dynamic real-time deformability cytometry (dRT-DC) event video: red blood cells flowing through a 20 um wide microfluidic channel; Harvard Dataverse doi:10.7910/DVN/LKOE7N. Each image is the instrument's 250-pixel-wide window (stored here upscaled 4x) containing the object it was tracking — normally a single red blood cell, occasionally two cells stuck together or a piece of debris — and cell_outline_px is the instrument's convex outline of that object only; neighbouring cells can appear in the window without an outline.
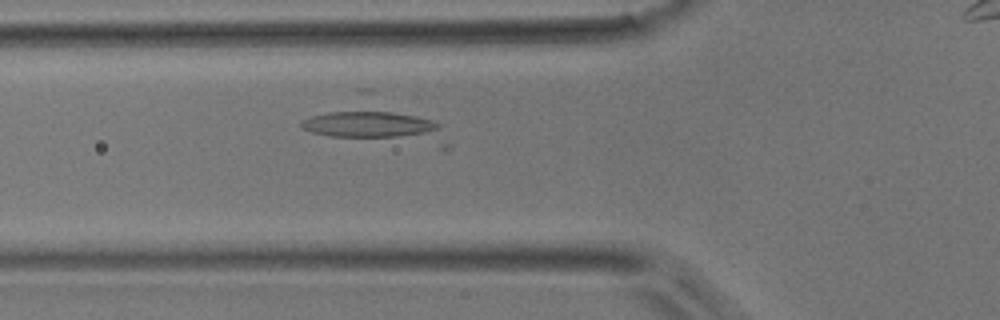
{"species": "common noctule bat (a hibernating species)", "species_latin": "Nyctalus noctula", "temperature_condition": "room temperature", "stored_images_in_passage": 30, "camera_frame_rate_fps": 3000, "um_per_image_px": 0.085, "animal": {"sex": "male", "body_mass_g": 17.9}, "frame": {"image": 1, "passage_image": 7, "time_ms": 2.0, "image_size_px": [1000, 320], "cell_outline_px": [[444, 124], [440, 132], [400, 136], [328, 136], [312, 132], [300, 128], [300, 124], [304, 120], [312, 116], [328, 112], [360, 108], [372, 108], [416, 116], [432, 120]], "centroid_in_image_um": [31.38, 10.51], "position_along_channel_um": 94.4, "area_um2": 21.79}}
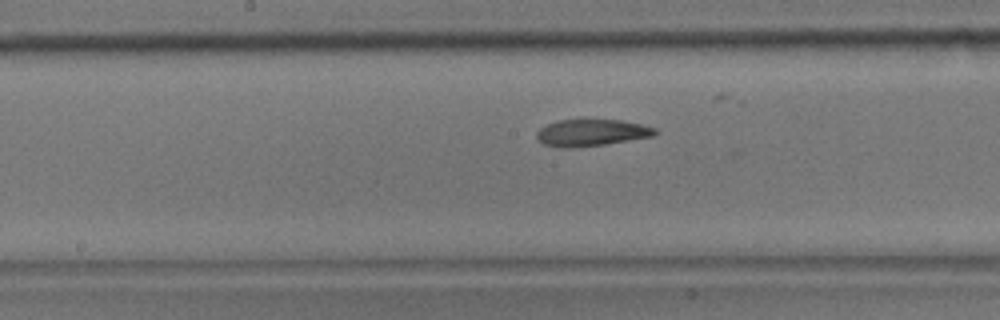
{"frame": {"image": 2, "passage_image": 15, "time_ms": 4.667, "image_size_px": [1000, 320], "cell_outline_px": [[660, 132], [652, 136], [604, 144], [572, 148], [560, 148], [544, 144], [536, 136], [536, 132], [540, 128], [548, 124], [560, 120], [620, 120], [640, 124], [656, 128]], "centroid_in_image_um": [50.27, 11.28], "position_along_channel_um": 197.9, "area_um2": 18.26}}
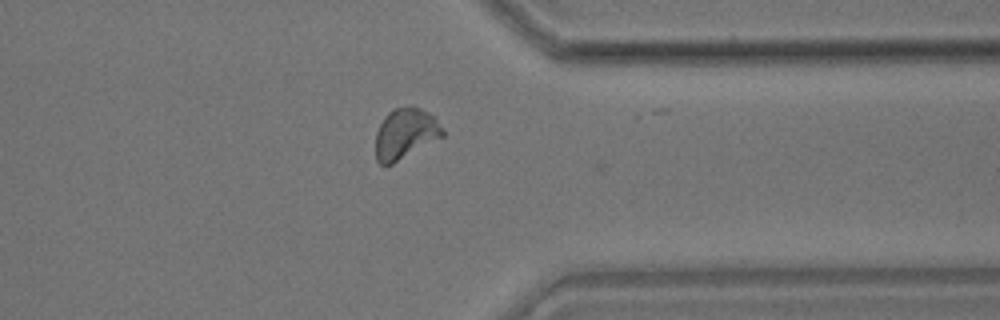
{"frame": {"image": 3, "passage_image": 29, "time_ms": 9.333, "image_size_px": [1000, 320], "cell_outline_px": [[444, 136], [392, 164], [380, 164], [376, 160], [376, 132], [384, 116], [392, 108], [408, 104], [420, 108], [428, 112], [436, 120], [444, 132]], "centroid_in_image_um": [34.43, 11.33], "position_along_channel_um": 377.0, "area_um2": 19.83}}